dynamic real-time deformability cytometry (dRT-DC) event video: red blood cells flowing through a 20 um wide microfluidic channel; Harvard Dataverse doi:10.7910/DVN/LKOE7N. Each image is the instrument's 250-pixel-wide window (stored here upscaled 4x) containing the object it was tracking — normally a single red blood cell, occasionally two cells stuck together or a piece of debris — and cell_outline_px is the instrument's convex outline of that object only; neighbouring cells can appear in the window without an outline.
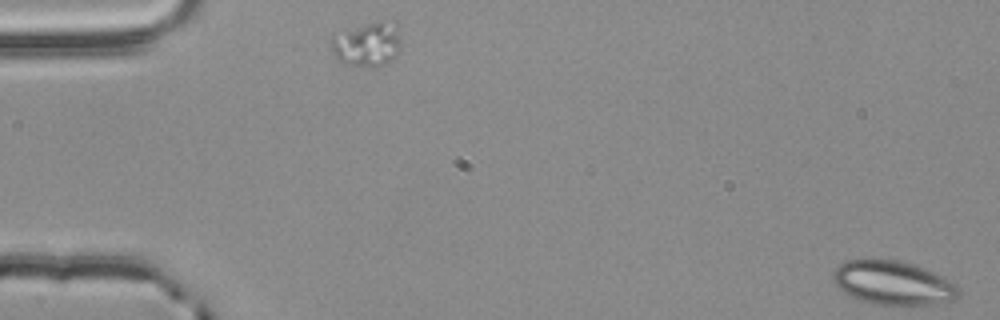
{"species": "common noctule bat (a hibernating species)", "species_latin": "Nyctalus noctula", "temperature_condition": "room temperature", "stored_images_in_passage": 2, "segment_of_instrument_passage": [1, 2], "camera_frame_rate_fps": 3000, "um_per_image_px": 0.085, "animal": {"sex": "male", "body_mass_g": 20.4}, "frame": {"image": 1, "passage_image": 1, "time_ms": 0.0, "image_size_px": [1000, 320], "cell_outline_px": [[400, 44], [396, 56], [392, 60], [384, 64], [368, 68], [344, 64], [328, 48], [332, 32], [368, 24], [396, 20], [400, 36]], "centroid_in_image_um": [31.16, 3.76], "position_along_channel_um": 53.8, "area_um2": 18.55}}